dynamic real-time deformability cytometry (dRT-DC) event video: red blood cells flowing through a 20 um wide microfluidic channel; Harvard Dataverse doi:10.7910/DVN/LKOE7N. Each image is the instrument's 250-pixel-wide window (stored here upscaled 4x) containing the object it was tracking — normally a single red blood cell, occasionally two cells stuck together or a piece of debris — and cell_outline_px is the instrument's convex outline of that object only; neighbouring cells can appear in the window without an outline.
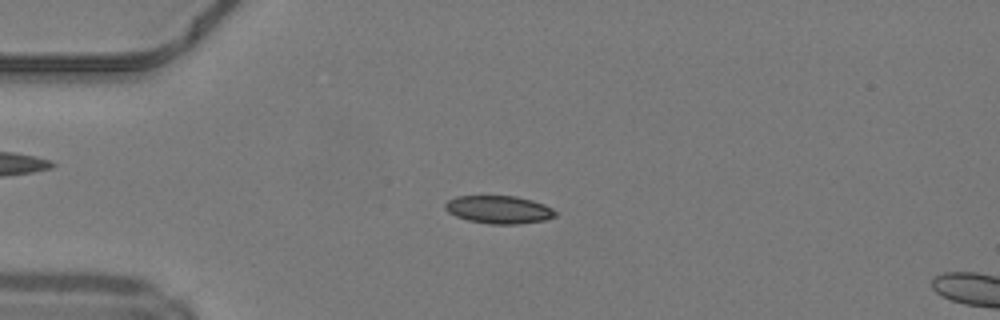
{"species": "common noctule bat (a hibernating species)", "species_latin": "Nyctalus noctula", "temperature_condition": "warm", "stored_images_in_passage": 48, "camera_frame_rate_fps": 3000, "um_per_image_px": 0.085, "animal": {"sex": "male", "body_mass_g": 19.2, "forearm_length_mm": 51.8}, "frame": {"image": 1, "passage_image": 12, "time_ms": 3.667, "image_size_px": [1000, 320], "cell_outline_px": [[556, 216], [544, 220], [520, 224], [488, 224], [468, 220], [456, 216], [448, 212], [444, 208], [444, 204], [448, 200], [456, 196], [516, 196], [532, 200], [544, 204], [552, 208], [556, 212]], "centroid_in_image_um": [42.39, 17.81], "position_along_channel_um": 42.6, "area_um2": 17.98}}
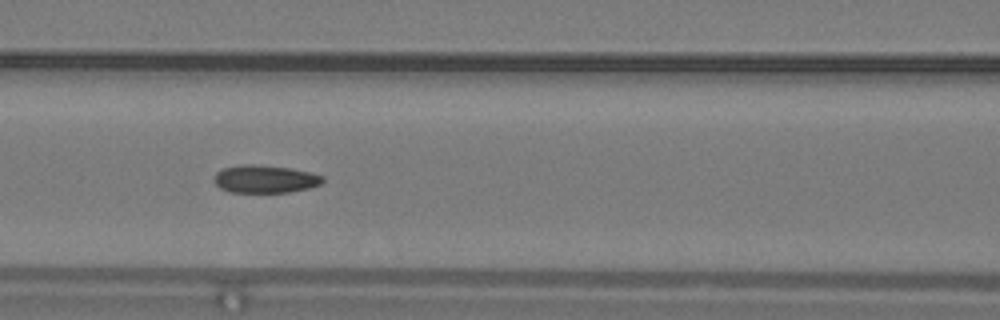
{"frame": {"image": 2, "passage_image": 21, "time_ms": 6.667, "image_size_px": [1000, 320], "cell_outline_px": [[324, 180], [320, 184], [308, 188], [288, 192], [228, 192], [220, 188], [216, 184], [216, 172], [224, 168], [240, 164], [256, 164], [288, 168], [308, 172], [324, 176]], "centroid_in_image_um": [22.52, 15.21], "position_along_channel_um": 144.1, "area_um2": 17.4}}
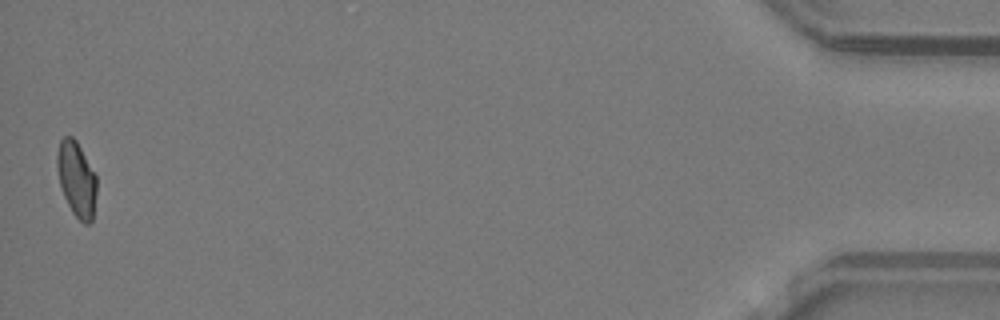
{"frame": {"image": 3, "passage_image": 48, "time_ms": 15.667, "image_size_px": [1000, 320], "cell_outline_px": [[96, 192], [92, 220], [88, 224], [84, 224], [72, 212], [64, 196], [60, 184], [56, 168], [56, 152], [60, 140], [64, 136], [72, 136], [76, 140], [96, 176]], "centroid_in_image_um": [6.48, 15.2], "position_along_channel_um": 428.7, "area_um2": 17.22}, "authors_computed_cell_mechanics": {"area_um2": 17.629, "velocity_mm_per_s": 4.2258, "shape_relaxation_time_tau1_ms": null, "shape_relaxation_time_tau2_ms": 1.624, "deformation_change_tau1": null, "deformation_change_tau2": 0.0624}}